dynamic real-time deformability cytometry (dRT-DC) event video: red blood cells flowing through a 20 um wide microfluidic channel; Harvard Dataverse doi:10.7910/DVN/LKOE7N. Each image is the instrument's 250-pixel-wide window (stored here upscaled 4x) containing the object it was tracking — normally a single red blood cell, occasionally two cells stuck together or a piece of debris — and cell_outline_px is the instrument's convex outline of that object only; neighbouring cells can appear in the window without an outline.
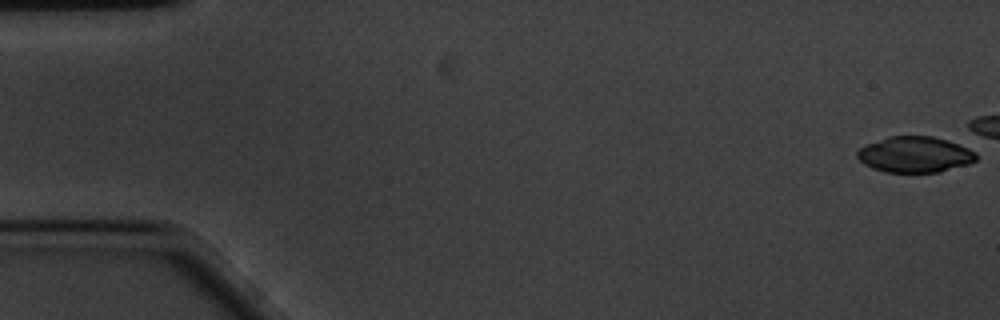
{"species": "common noctule bat (a hibernating species)", "species_latin": "Nyctalus noctula", "temperature_condition": "cold", "stored_images_in_passage": 16, "camera_frame_rate_fps": 3000, "um_per_image_px": 0.085, "animal": {"sex": "male", "body_mass_g": 20.1, "forearm_length_mm": 53.5}, "frame": {"image": 1, "passage_image": 1, "time_ms": 0.0, "image_size_px": [1000, 320], "cell_outline_px": [[976, 160], [968, 164], [940, 172], [884, 172], [872, 168], [864, 164], [856, 156], [856, 152], [860, 148], [868, 144], [888, 136], [932, 136], [948, 140], [968, 148], [976, 152]], "centroid_in_image_um": [77.76, 13.14], "position_along_channel_um": 7.2, "area_um2": 24.85}}